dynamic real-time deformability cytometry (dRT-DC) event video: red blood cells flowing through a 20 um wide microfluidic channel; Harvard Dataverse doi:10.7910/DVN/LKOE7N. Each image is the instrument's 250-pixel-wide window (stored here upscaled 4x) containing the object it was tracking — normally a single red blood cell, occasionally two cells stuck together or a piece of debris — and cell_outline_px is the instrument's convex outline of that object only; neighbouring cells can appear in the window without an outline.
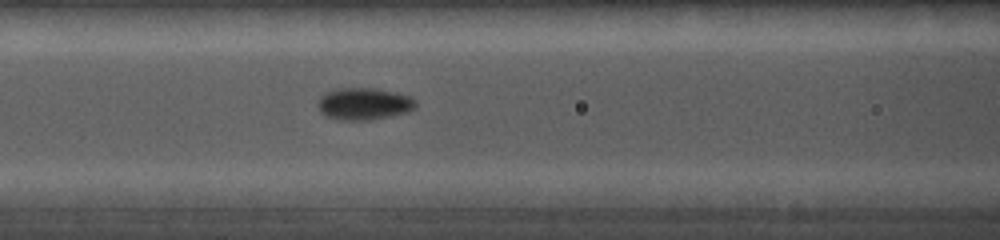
{"species": "common noctule bat (a hibernating species)", "species_latin": "Nyctalus noctula", "temperature_condition": "cold", "stored_images_in_passage": 10, "camera_frame_rate_fps": 5000, "um_per_image_px": 0.085, "animal": {"sex": "female", "body_mass_g": 19.0, "forearm_length_mm": 56.7}, "frame": {"image": 1, "passage_image": 10, "time_ms": 5.4, "image_size_px": [1000, 240], "cell_outline_px": [[416, 108], [408, 112], [368, 120], [336, 120], [324, 116], [320, 112], [316, 104], [320, 96], [324, 92], [336, 88], [372, 88], [412, 96], [416, 100]], "centroid_in_image_um": [30.88, 8.83], "position_along_channel_um": 135.7, "area_um2": 18.55}}